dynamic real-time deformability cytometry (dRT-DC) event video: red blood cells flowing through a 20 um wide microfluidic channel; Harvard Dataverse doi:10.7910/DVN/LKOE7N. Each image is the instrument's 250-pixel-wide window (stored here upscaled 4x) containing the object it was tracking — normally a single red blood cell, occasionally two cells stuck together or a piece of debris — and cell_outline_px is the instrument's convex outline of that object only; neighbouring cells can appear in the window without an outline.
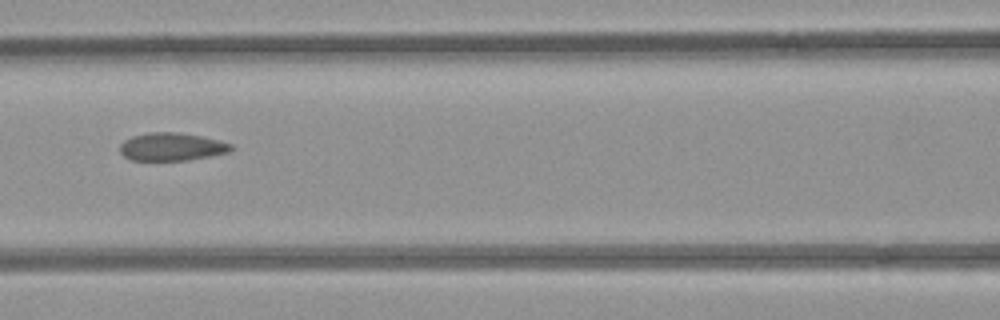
{"species": "common noctule bat (a hibernating species)", "species_latin": "Nyctalus noctula", "temperature_condition": "room temperature", "stored_images_in_passage": 9, "camera_frame_rate_fps": 3000, "um_per_image_px": 0.085, "animal": {"sex": "female", "body_mass_g": 21.9}, "frame": {"image": 1, "passage_image": 8, "time_ms": 8.333, "image_size_px": [1000, 320], "cell_outline_px": [[232, 148], [228, 152], [212, 156], [188, 160], [132, 160], [124, 156], [120, 152], [120, 144], [124, 140], [132, 136], [148, 132], [176, 132], [200, 136], [232, 144]], "centroid_in_image_um": [14.56, 12.47], "position_along_channel_um": 152.0, "area_um2": 17.98}}
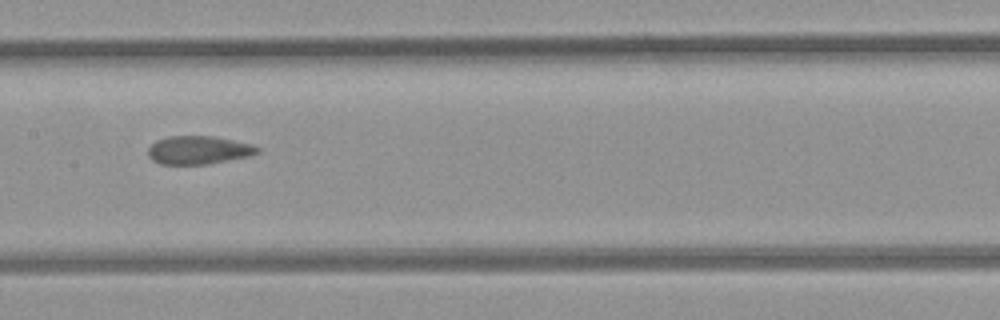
{"frame": {"image": 2, "passage_image": 9, "time_ms": 9.333, "image_size_px": [1000, 320], "cell_outline_px": [[260, 152], [248, 156], [208, 164], [160, 164], [152, 160], [148, 156], [148, 148], [156, 140], [168, 136], [212, 136], [252, 144], [260, 148]], "centroid_in_image_um": [16.86, 12.75], "position_along_channel_um": 190.5, "area_um2": 17.98}}